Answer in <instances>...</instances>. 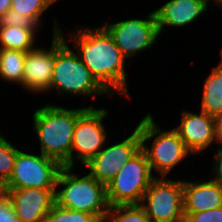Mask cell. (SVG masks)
I'll return each mask as SVG.
<instances>
[{
  "label": "cell",
  "mask_w": 222,
  "mask_h": 222,
  "mask_svg": "<svg viewBox=\"0 0 222 222\" xmlns=\"http://www.w3.org/2000/svg\"><path fill=\"white\" fill-rule=\"evenodd\" d=\"M11 10L33 18L39 25L41 16L57 0H11Z\"/></svg>",
  "instance_id": "cell-21"
},
{
  "label": "cell",
  "mask_w": 222,
  "mask_h": 222,
  "mask_svg": "<svg viewBox=\"0 0 222 222\" xmlns=\"http://www.w3.org/2000/svg\"><path fill=\"white\" fill-rule=\"evenodd\" d=\"M210 0H169L154 10L159 35L164 27H185L206 13Z\"/></svg>",
  "instance_id": "cell-15"
},
{
  "label": "cell",
  "mask_w": 222,
  "mask_h": 222,
  "mask_svg": "<svg viewBox=\"0 0 222 222\" xmlns=\"http://www.w3.org/2000/svg\"><path fill=\"white\" fill-rule=\"evenodd\" d=\"M184 213H197L222 207V189L212 180L183 181Z\"/></svg>",
  "instance_id": "cell-16"
},
{
  "label": "cell",
  "mask_w": 222,
  "mask_h": 222,
  "mask_svg": "<svg viewBox=\"0 0 222 222\" xmlns=\"http://www.w3.org/2000/svg\"><path fill=\"white\" fill-rule=\"evenodd\" d=\"M55 190L42 188L9 189L13 209L21 222H44L55 205Z\"/></svg>",
  "instance_id": "cell-14"
},
{
  "label": "cell",
  "mask_w": 222,
  "mask_h": 222,
  "mask_svg": "<svg viewBox=\"0 0 222 222\" xmlns=\"http://www.w3.org/2000/svg\"><path fill=\"white\" fill-rule=\"evenodd\" d=\"M8 185L5 179L0 178V201L8 196Z\"/></svg>",
  "instance_id": "cell-28"
},
{
  "label": "cell",
  "mask_w": 222,
  "mask_h": 222,
  "mask_svg": "<svg viewBox=\"0 0 222 222\" xmlns=\"http://www.w3.org/2000/svg\"><path fill=\"white\" fill-rule=\"evenodd\" d=\"M37 31L24 27L0 26V48L31 51L37 47L34 45Z\"/></svg>",
  "instance_id": "cell-18"
},
{
  "label": "cell",
  "mask_w": 222,
  "mask_h": 222,
  "mask_svg": "<svg viewBox=\"0 0 222 222\" xmlns=\"http://www.w3.org/2000/svg\"><path fill=\"white\" fill-rule=\"evenodd\" d=\"M108 23L109 21L104 22L102 26L112 36L126 59L152 47L160 37L154 11L145 19L134 18Z\"/></svg>",
  "instance_id": "cell-9"
},
{
  "label": "cell",
  "mask_w": 222,
  "mask_h": 222,
  "mask_svg": "<svg viewBox=\"0 0 222 222\" xmlns=\"http://www.w3.org/2000/svg\"><path fill=\"white\" fill-rule=\"evenodd\" d=\"M104 219L107 222H152L140 205L110 206Z\"/></svg>",
  "instance_id": "cell-20"
},
{
  "label": "cell",
  "mask_w": 222,
  "mask_h": 222,
  "mask_svg": "<svg viewBox=\"0 0 222 222\" xmlns=\"http://www.w3.org/2000/svg\"><path fill=\"white\" fill-rule=\"evenodd\" d=\"M75 51L80 56L91 75L111 95L115 92L122 97H129L127 91V60L115 45L112 36L101 25L100 27H82L70 32Z\"/></svg>",
  "instance_id": "cell-1"
},
{
  "label": "cell",
  "mask_w": 222,
  "mask_h": 222,
  "mask_svg": "<svg viewBox=\"0 0 222 222\" xmlns=\"http://www.w3.org/2000/svg\"><path fill=\"white\" fill-rule=\"evenodd\" d=\"M141 147L139 129L136 127L127 138L109 147H104L84 166L98 182L107 185L126 162L141 150Z\"/></svg>",
  "instance_id": "cell-11"
},
{
  "label": "cell",
  "mask_w": 222,
  "mask_h": 222,
  "mask_svg": "<svg viewBox=\"0 0 222 222\" xmlns=\"http://www.w3.org/2000/svg\"><path fill=\"white\" fill-rule=\"evenodd\" d=\"M136 127L139 129L141 149L147 156L150 169L158 172L159 177H165L186 157L193 155L179 134L174 129L159 128L151 113H147ZM151 139L153 143L148 147L146 144Z\"/></svg>",
  "instance_id": "cell-5"
},
{
  "label": "cell",
  "mask_w": 222,
  "mask_h": 222,
  "mask_svg": "<svg viewBox=\"0 0 222 222\" xmlns=\"http://www.w3.org/2000/svg\"><path fill=\"white\" fill-rule=\"evenodd\" d=\"M88 107L67 109L50 103L34 111V131L40 141V153L70 167V152L78 117Z\"/></svg>",
  "instance_id": "cell-2"
},
{
  "label": "cell",
  "mask_w": 222,
  "mask_h": 222,
  "mask_svg": "<svg viewBox=\"0 0 222 222\" xmlns=\"http://www.w3.org/2000/svg\"><path fill=\"white\" fill-rule=\"evenodd\" d=\"M11 0H0V17L11 8Z\"/></svg>",
  "instance_id": "cell-29"
},
{
  "label": "cell",
  "mask_w": 222,
  "mask_h": 222,
  "mask_svg": "<svg viewBox=\"0 0 222 222\" xmlns=\"http://www.w3.org/2000/svg\"><path fill=\"white\" fill-rule=\"evenodd\" d=\"M153 175L145 152L141 149L106 185L109 206L140 205Z\"/></svg>",
  "instance_id": "cell-6"
},
{
  "label": "cell",
  "mask_w": 222,
  "mask_h": 222,
  "mask_svg": "<svg viewBox=\"0 0 222 222\" xmlns=\"http://www.w3.org/2000/svg\"><path fill=\"white\" fill-rule=\"evenodd\" d=\"M210 117L222 118V62L214 67L205 78L202 92L201 108Z\"/></svg>",
  "instance_id": "cell-17"
},
{
  "label": "cell",
  "mask_w": 222,
  "mask_h": 222,
  "mask_svg": "<svg viewBox=\"0 0 222 222\" xmlns=\"http://www.w3.org/2000/svg\"><path fill=\"white\" fill-rule=\"evenodd\" d=\"M217 151L215 154V161H214V165L212 168L211 173L215 174L214 178L212 180H214L218 186L222 189V147H217Z\"/></svg>",
  "instance_id": "cell-27"
},
{
  "label": "cell",
  "mask_w": 222,
  "mask_h": 222,
  "mask_svg": "<svg viewBox=\"0 0 222 222\" xmlns=\"http://www.w3.org/2000/svg\"><path fill=\"white\" fill-rule=\"evenodd\" d=\"M0 26H13L19 28L24 27L30 30H38L41 28L33 18L24 16L11 9H9L0 17Z\"/></svg>",
  "instance_id": "cell-24"
},
{
  "label": "cell",
  "mask_w": 222,
  "mask_h": 222,
  "mask_svg": "<svg viewBox=\"0 0 222 222\" xmlns=\"http://www.w3.org/2000/svg\"><path fill=\"white\" fill-rule=\"evenodd\" d=\"M212 1L214 2V4L218 5V7L222 8V0H212Z\"/></svg>",
  "instance_id": "cell-31"
},
{
  "label": "cell",
  "mask_w": 222,
  "mask_h": 222,
  "mask_svg": "<svg viewBox=\"0 0 222 222\" xmlns=\"http://www.w3.org/2000/svg\"><path fill=\"white\" fill-rule=\"evenodd\" d=\"M220 55H221V60L220 61L222 62V50L220 51Z\"/></svg>",
  "instance_id": "cell-33"
},
{
  "label": "cell",
  "mask_w": 222,
  "mask_h": 222,
  "mask_svg": "<svg viewBox=\"0 0 222 222\" xmlns=\"http://www.w3.org/2000/svg\"><path fill=\"white\" fill-rule=\"evenodd\" d=\"M50 49L36 47L25 54L22 88L29 92L46 93L50 91L52 71L55 62V35L61 33L57 19H54Z\"/></svg>",
  "instance_id": "cell-12"
},
{
  "label": "cell",
  "mask_w": 222,
  "mask_h": 222,
  "mask_svg": "<svg viewBox=\"0 0 222 222\" xmlns=\"http://www.w3.org/2000/svg\"><path fill=\"white\" fill-rule=\"evenodd\" d=\"M53 88L59 95L111 96L91 75L80 56L69 47L62 32L55 35V62L50 91Z\"/></svg>",
  "instance_id": "cell-4"
},
{
  "label": "cell",
  "mask_w": 222,
  "mask_h": 222,
  "mask_svg": "<svg viewBox=\"0 0 222 222\" xmlns=\"http://www.w3.org/2000/svg\"><path fill=\"white\" fill-rule=\"evenodd\" d=\"M26 52L0 48V79L22 85Z\"/></svg>",
  "instance_id": "cell-19"
},
{
  "label": "cell",
  "mask_w": 222,
  "mask_h": 222,
  "mask_svg": "<svg viewBox=\"0 0 222 222\" xmlns=\"http://www.w3.org/2000/svg\"><path fill=\"white\" fill-rule=\"evenodd\" d=\"M63 166L42 153L31 154L19 150L13 172L7 181L8 189H56V180Z\"/></svg>",
  "instance_id": "cell-8"
},
{
  "label": "cell",
  "mask_w": 222,
  "mask_h": 222,
  "mask_svg": "<svg viewBox=\"0 0 222 222\" xmlns=\"http://www.w3.org/2000/svg\"><path fill=\"white\" fill-rule=\"evenodd\" d=\"M140 206L152 222H184L183 180H169L157 175Z\"/></svg>",
  "instance_id": "cell-7"
},
{
  "label": "cell",
  "mask_w": 222,
  "mask_h": 222,
  "mask_svg": "<svg viewBox=\"0 0 222 222\" xmlns=\"http://www.w3.org/2000/svg\"><path fill=\"white\" fill-rule=\"evenodd\" d=\"M74 167H62L58 173L55 204L65 209L86 212L103 220L109 210L106 185L98 182L89 173L75 174ZM62 188L60 191L58 187Z\"/></svg>",
  "instance_id": "cell-3"
},
{
  "label": "cell",
  "mask_w": 222,
  "mask_h": 222,
  "mask_svg": "<svg viewBox=\"0 0 222 222\" xmlns=\"http://www.w3.org/2000/svg\"><path fill=\"white\" fill-rule=\"evenodd\" d=\"M108 112L104 108L88 107L78 117L70 152V167L75 166V159L85 165L104 148L107 131L103 120Z\"/></svg>",
  "instance_id": "cell-10"
},
{
  "label": "cell",
  "mask_w": 222,
  "mask_h": 222,
  "mask_svg": "<svg viewBox=\"0 0 222 222\" xmlns=\"http://www.w3.org/2000/svg\"><path fill=\"white\" fill-rule=\"evenodd\" d=\"M99 219L92 214L54 205L46 215L44 222H98Z\"/></svg>",
  "instance_id": "cell-22"
},
{
  "label": "cell",
  "mask_w": 222,
  "mask_h": 222,
  "mask_svg": "<svg viewBox=\"0 0 222 222\" xmlns=\"http://www.w3.org/2000/svg\"><path fill=\"white\" fill-rule=\"evenodd\" d=\"M18 151L19 149L0 134V178L9 180Z\"/></svg>",
  "instance_id": "cell-23"
},
{
  "label": "cell",
  "mask_w": 222,
  "mask_h": 222,
  "mask_svg": "<svg viewBox=\"0 0 222 222\" xmlns=\"http://www.w3.org/2000/svg\"><path fill=\"white\" fill-rule=\"evenodd\" d=\"M0 222H21L13 209L9 196L0 201Z\"/></svg>",
  "instance_id": "cell-26"
},
{
  "label": "cell",
  "mask_w": 222,
  "mask_h": 222,
  "mask_svg": "<svg viewBox=\"0 0 222 222\" xmlns=\"http://www.w3.org/2000/svg\"><path fill=\"white\" fill-rule=\"evenodd\" d=\"M98 222H107L105 219H103V220H99Z\"/></svg>",
  "instance_id": "cell-32"
},
{
  "label": "cell",
  "mask_w": 222,
  "mask_h": 222,
  "mask_svg": "<svg viewBox=\"0 0 222 222\" xmlns=\"http://www.w3.org/2000/svg\"><path fill=\"white\" fill-rule=\"evenodd\" d=\"M180 122V125L173 129L193 156L206 150L213 142L219 143L218 120L204 111L197 114L183 110Z\"/></svg>",
  "instance_id": "cell-13"
},
{
  "label": "cell",
  "mask_w": 222,
  "mask_h": 222,
  "mask_svg": "<svg viewBox=\"0 0 222 222\" xmlns=\"http://www.w3.org/2000/svg\"><path fill=\"white\" fill-rule=\"evenodd\" d=\"M218 130H219V147H222V118L218 120Z\"/></svg>",
  "instance_id": "cell-30"
},
{
  "label": "cell",
  "mask_w": 222,
  "mask_h": 222,
  "mask_svg": "<svg viewBox=\"0 0 222 222\" xmlns=\"http://www.w3.org/2000/svg\"><path fill=\"white\" fill-rule=\"evenodd\" d=\"M184 222H222V207L197 213H184Z\"/></svg>",
  "instance_id": "cell-25"
}]
</instances>
